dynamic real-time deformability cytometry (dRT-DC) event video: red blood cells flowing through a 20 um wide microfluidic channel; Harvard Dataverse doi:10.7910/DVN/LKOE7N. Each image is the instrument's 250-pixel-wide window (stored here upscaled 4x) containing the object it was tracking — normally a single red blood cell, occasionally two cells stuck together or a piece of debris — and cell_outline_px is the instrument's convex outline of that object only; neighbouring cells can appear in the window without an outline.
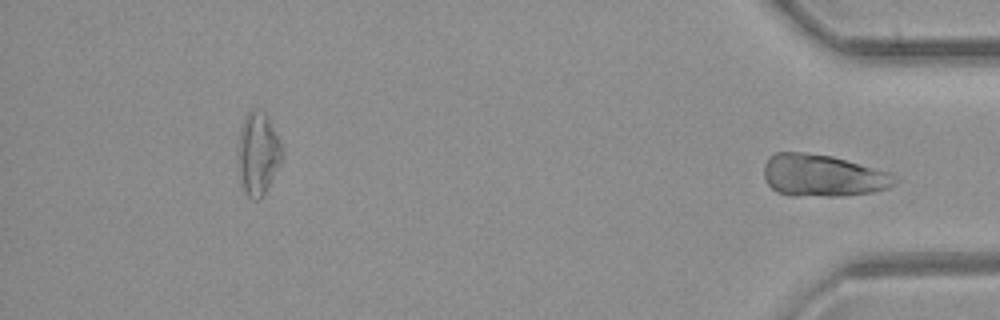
{"species": "common noctule bat (a hibernating species)", "species_latin": "Nyctalus noctula", "temperature_condition": "room temperature", "stored_images_in_passage": 38, "segment_of_instrument_passage": [2, 2], "camera_frame_rate_fps": 3000, "um_per_image_px": 0.085, "animal": {"sex": "female", "body_mass_g": 21.9}, "frame": {"image": 1, "passage_image": 38, "time_ms": 12.333, "image_size_px": [1000, 320], "cell_outline_px": [[900, 176], [888, 188], [872, 192], [844, 196], [792, 196], [776, 192], [768, 184], [764, 176], [764, 164], [768, 156], [776, 152], [804, 152], [832, 156], [892, 172]], "centroid_in_image_um": [69.94, 14.92], "position_along_channel_um": 365.3, "area_um2": 32.54}}